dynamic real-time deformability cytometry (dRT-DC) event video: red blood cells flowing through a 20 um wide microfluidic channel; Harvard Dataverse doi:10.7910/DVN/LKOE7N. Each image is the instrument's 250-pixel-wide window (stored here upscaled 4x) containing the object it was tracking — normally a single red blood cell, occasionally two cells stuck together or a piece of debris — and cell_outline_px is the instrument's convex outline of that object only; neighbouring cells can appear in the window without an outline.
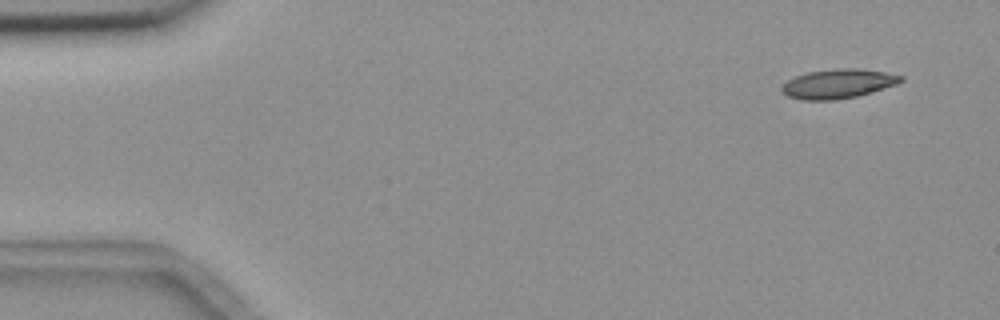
{"species": "common noctule bat (a hibernating species)", "species_latin": "Nyctalus noctula", "temperature_condition": "room temperature", "stored_images_in_passage": 5, "camera_frame_rate_fps": 3000, "um_per_image_px": 0.085, "animal": {"sex": "female", "body_mass_g": 18.4}, "frame": {"image": 1, "passage_image": 1, "time_ms": 0.0, "image_size_px": [1000, 320], "cell_outline_px": [[904, 80], [896, 84], [872, 92], [856, 96], [836, 100], [800, 100], [788, 96], [780, 88], [788, 80], [796, 76], [808, 72], [836, 68], [856, 68], [884, 72], [904, 76]], "centroid_in_image_um": [71.24, 7.12], "position_along_channel_um": 13.8, "area_um2": 20.23}}
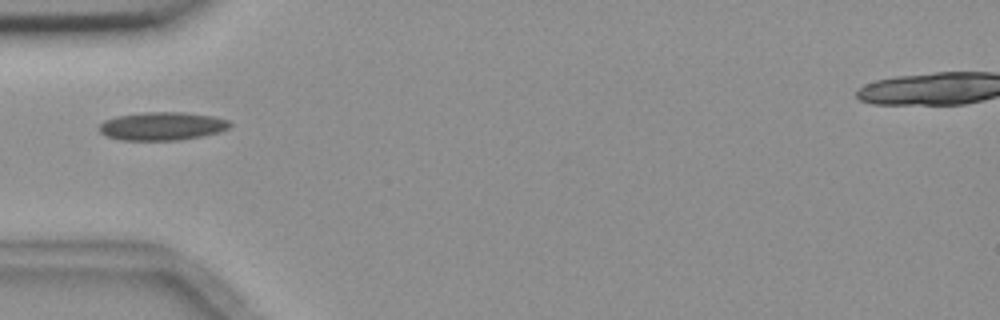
{"frame": {"image": 2, "passage_image": 5, "time_ms": 4.667, "image_size_px": [1000, 320], "cell_outline_px": [[232, 124], [228, 128], [220, 132], [204, 136], [180, 140], [120, 140], [104, 136], [100, 132], [100, 124], [104, 120], [116, 116], [144, 112], [184, 112], [212, 116], [228, 120]], "centroid_in_image_um": [13.78, 10.73], "position_along_channel_um": 71.2, "area_um2": 21.68}}